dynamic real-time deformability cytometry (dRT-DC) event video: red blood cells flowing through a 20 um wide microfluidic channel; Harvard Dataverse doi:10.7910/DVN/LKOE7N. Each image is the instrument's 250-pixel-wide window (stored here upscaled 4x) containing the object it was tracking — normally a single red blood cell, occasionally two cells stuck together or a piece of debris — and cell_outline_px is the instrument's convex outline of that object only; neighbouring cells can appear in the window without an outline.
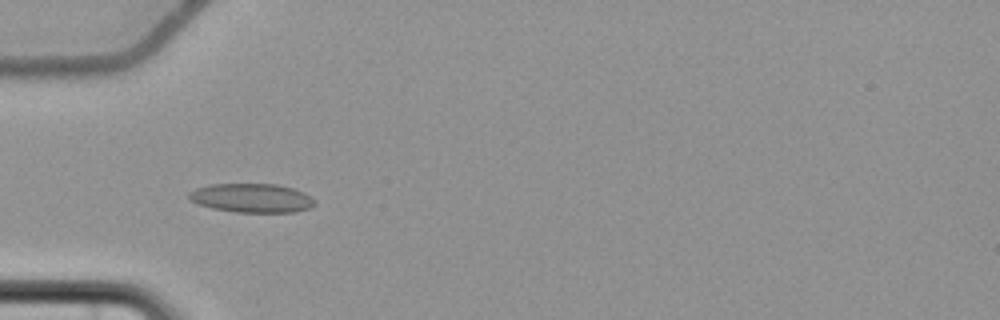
{"species": "common noctule bat (a hibernating species)", "species_latin": "Nyctalus noctula", "temperature_condition": "cold", "stored_images_in_passage": 58, "camera_frame_rate_fps": 3000, "um_per_image_px": 0.085, "animal": {"sex": "female", "body_mass_g": 22.7, "forearm_length_mm": 54.2}, "frame": {"image": 1, "passage_image": 20, "time_ms": 6.333, "image_size_px": [1000, 320], "cell_outline_px": [[316, 204], [308, 208], [296, 212], [236, 212], [212, 208], [188, 200], [188, 192], [196, 188], [208, 184], [276, 184], [292, 188], [304, 192], [316, 200]], "centroid_in_image_um": [21.39, 16.83], "position_along_channel_um": 63.6, "area_um2": 21.33}}
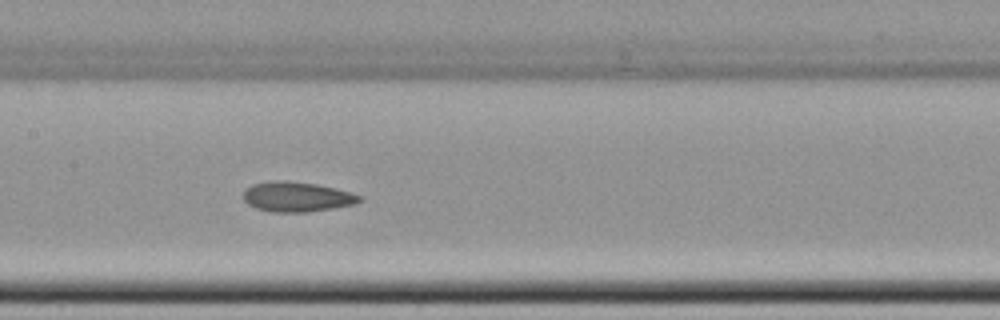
{"frame": {"image": 2, "passage_image": 30, "time_ms": 9.667, "image_size_px": [1000, 320], "cell_outline_px": [[364, 200], [356, 204], [332, 208], [304, 212], [272, 212], [256, 208], [248, 204], [244, 200], [244, 188], [252, 184], [276, 180], [288, 180], [316, 184], [364, 196]], "centroid_in_image_um": [25.23, 16.72], "position_along_channel_um": 182.2, "area_um2": 20.29}}
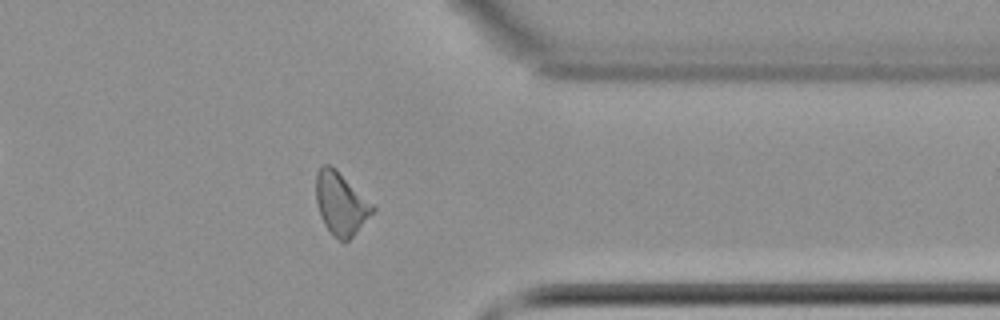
{"frame": {"image": 3, "passage_image": 47, "time_ms": 15.333, "image_size_px": [1000, 320], "cell_outline_px": [[376, 208], [356, 232], [348, 240], [340, 240], [324, 224], [320, 216], [316, 200], [316, 172], [320, 164], [328, 164], [336, 168]], "centroid_in_image_um": [28.94, 17.24], "position_along_channel_um": 382.5, "area_um2": 20.23}, "authors_computed_cell_mechanics": {"area_um2": 20.4901, "velocity_mm_per_s": 3.6723, "shape_relaxation_time_tau1_ms": 5.8884, "shape_relaxation_time_tau2_ms": 3.3496, "deformation_change_tau1": 0.081, "deformation_change_tau2": 0.0881}}